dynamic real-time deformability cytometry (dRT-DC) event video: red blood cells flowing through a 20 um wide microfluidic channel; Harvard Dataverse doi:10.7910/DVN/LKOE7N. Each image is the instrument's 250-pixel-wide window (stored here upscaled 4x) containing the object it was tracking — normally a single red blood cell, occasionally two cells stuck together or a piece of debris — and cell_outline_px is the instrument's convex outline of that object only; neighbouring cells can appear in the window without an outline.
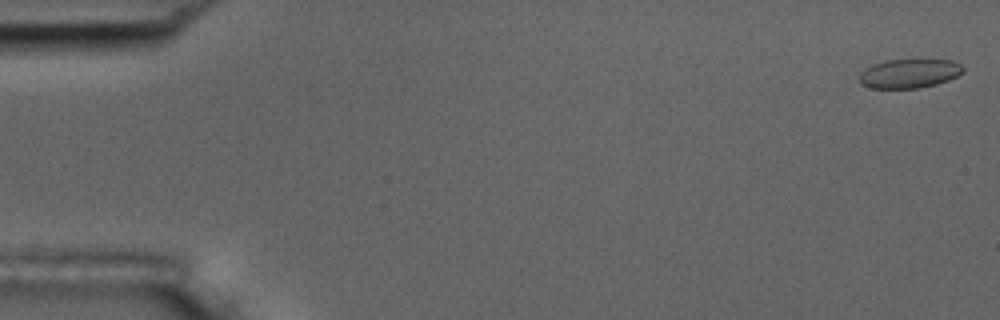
{"species": "common noctule bat (a hibernating species)", "species_latin": "Nyctalus noctula", "temperature_condition": "room temperature", "stored_images_in_passage": 57, "camera_frame_rate_fps": 3000, "um_per_image_px": 0.085, "animal": {"sex": "male", "body_mass_g": 17.5, "forearm_length_mm": 52.3}, "frame": {"image": 1, "passage_image": 2, "time_ms": 0.333, "image_size_px": [1000, 320], "cell_outline_px": [[964, 72], [948, 80], [936, 84], [920, 88], [872, 88], [860, 84], [860, 72], [864, 68], [872, 64], [884, 60], [952, 60], [960, 64], [964, 68]], "centroid_in_image_um": [77.27, 6.24], "position_along_channel_um": 7.7, "area_um2": 17.63}}
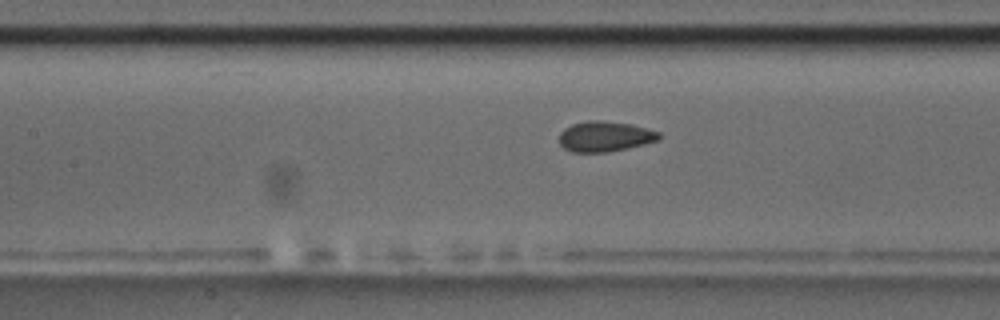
{"frame": {"image": 2, "passage_image": 26, "time_ms": 8.333, "image_size_px": [1000, 320], "cell_outline_px": [[660, 140], [628, 148], [608, 152], [572, 152], [564, 148], [560, 144], [560, 132], [564, 128], [572, 124], [588, 120], [604, 120], [632, 124], [648, 128], [660, 132]], "centroid_in_image_um": [51.44, 11.59], "position_along_channel_um": 156.0, "area_um2": 17.86}}
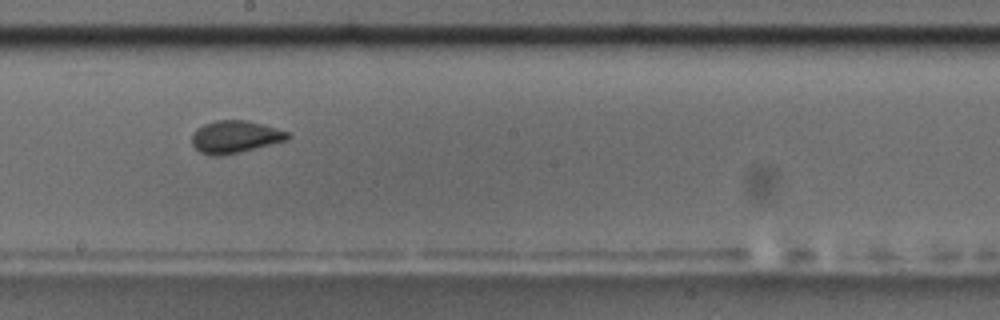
{"frame": {"image": 3, "passage_image": 32, "time_ms": 10.333, "image_size_px": [1000, 320], "cell_outline_px": [[292, 136], [288, 140], [240, 152], [220, 156], [212, 156], [200, 152], [192, 144], [192, 136], [204, 124], [216, 120], [248, 120], [288, 132]], "centroid_in_image_um": [20.01, 11.64], "position_along_channel_um": 228.2, "area_um2": 17.92}, "authors_computed_cell_mechanics": {"area_um2": 17.8024, "velocity_mm_per_s": 3.6344, "shape_relaxation_time_tau1_ms": 4.2008, "shape_relaxation_time_tau2_ms": null, "deformation_change_tau1": 0.0891, "deformation_change_tau2": null}}